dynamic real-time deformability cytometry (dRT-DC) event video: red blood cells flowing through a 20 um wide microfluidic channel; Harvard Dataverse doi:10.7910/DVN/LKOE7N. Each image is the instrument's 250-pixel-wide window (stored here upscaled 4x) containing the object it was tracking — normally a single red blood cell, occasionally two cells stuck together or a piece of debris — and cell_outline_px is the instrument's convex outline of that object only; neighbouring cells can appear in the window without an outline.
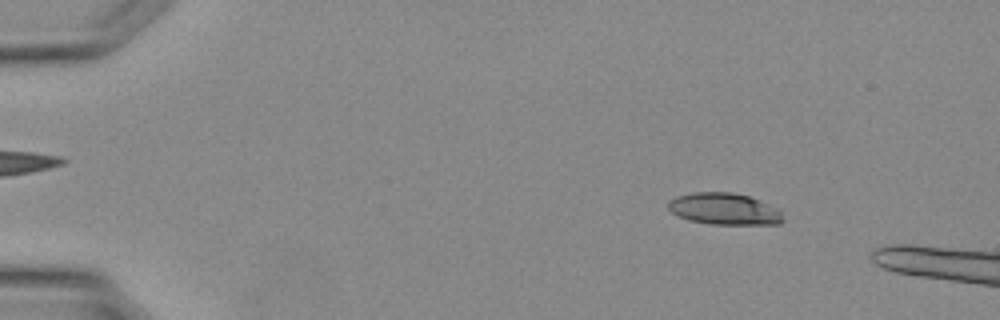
{"species": "Egyptian fruit bat (a non-hibernating species)", "species_latin": "Rousettus aegyptiacus", "temperature_condition": "warm", "stored_images_in_passage": 8, "camera_frame_rate_fps": 3000, "um_per_image_px": 0.085, "animal": {"sex": "female"}, "frame": {"image": 1, "passage_image": 5, "time_ms": 1.333, "image_size_px": [1000, 320], "cell_outline_px": [[784, 220], [780, 224], [708, 224], [688, 220], [672, 212], [668, 208], [668, 200], [676, 196], [692, 192], [732, 192], [748, 196], [780, 208]], "centroid_in_image_um": [61.58, 17.75], "position_along_channel_um": 23.4, "area_um2": 21.39}}